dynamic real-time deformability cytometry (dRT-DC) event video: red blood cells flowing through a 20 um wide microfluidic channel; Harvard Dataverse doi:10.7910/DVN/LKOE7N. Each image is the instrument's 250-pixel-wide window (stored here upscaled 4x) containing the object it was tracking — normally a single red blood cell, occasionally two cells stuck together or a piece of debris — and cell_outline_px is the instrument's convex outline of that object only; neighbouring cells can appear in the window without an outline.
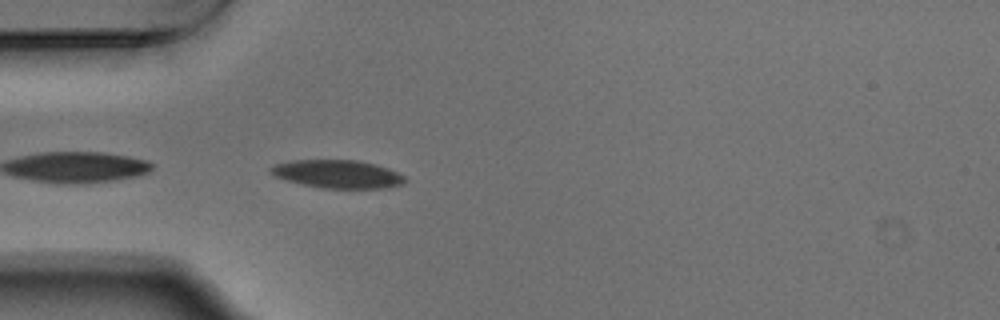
{"species": "Egyptian fruit bat (a non-hibernating species)", "species_latin": "Rousettus aegyptiacus", "temperature_condition": "warm", "stored_images_in_passage": 11, "camera_frame_rate_fps": 3000, "um_per_image_px": 0.085, "animal": {"sex": "male"}, "frame": {"image": 1, "passage_image": 1, "time_ms": 0.0, "image_size_px": [1000, 320], "cell_outline_px": [[408, 180], [404, 184], [388, 188], [320, 188], [300, 184], [276, 176], [268, 168], [276, 164], [292, 160], [360, 160], [376, 164], [388, 168], [404, 176]], "centroid_in_image_um": [28.75, 14.8], "position_along_channel_um": 56.3, "area_um2": 22.08}}
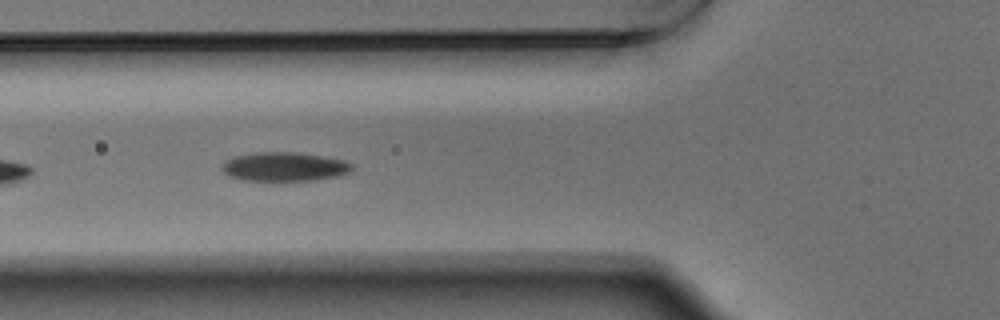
{"frame": {"image": 2, "passage_image": 5, "time_ms": 1.333, "image_size_px": [1000, 320], "cell_outline_px": [[352, 172], [336, 176], [316, 180], [244, 180], [228, 176], [220, 168], [224, 160], [232, 156], [252, 152], [296, 152], [324, 156], [344, 160], [352, 164]], "centroid_in_image_um": [24.13, 14.15], "position_along_channel_um": 101.7, "area_um2": 22.2}}
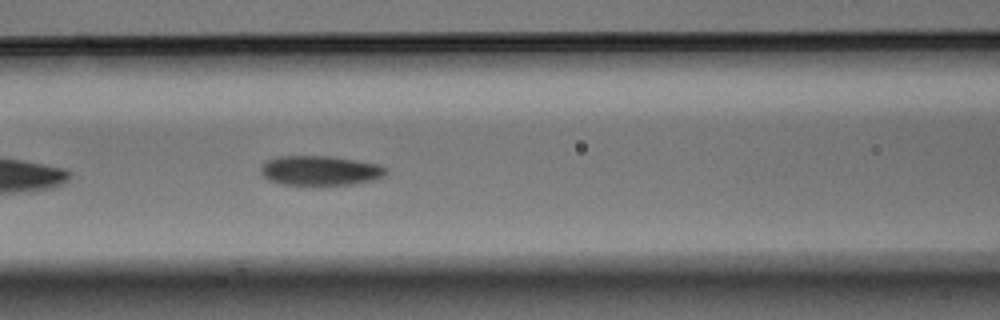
{"frame": {"image": 3, "passage_image": 8, "time_ms": 2.333, "image_size_px": [1000, 320], "cell_outline_px": [[388, 172], [384, 176], [372, 180], [352, 184], [320, 188], [312, 188], [280, 184], [268, 180], [260, 172], [260, 168], [264, 160], [280, 156], [332, 156], [380, 164], [388, 168]], "centroid_in_image_um": [27.19, 14.54], "position_along_channel_um": 139.4, "area_um2": 22.89}}